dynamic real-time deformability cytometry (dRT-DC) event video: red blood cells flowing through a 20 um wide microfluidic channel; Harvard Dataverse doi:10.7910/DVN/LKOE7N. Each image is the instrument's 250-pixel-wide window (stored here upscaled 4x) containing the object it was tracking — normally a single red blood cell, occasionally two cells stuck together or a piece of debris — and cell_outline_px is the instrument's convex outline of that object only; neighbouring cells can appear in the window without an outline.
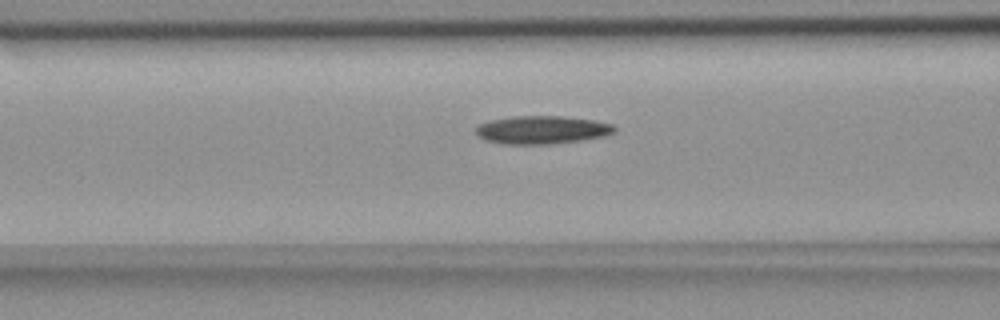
{"species": "common noctule bat (a hibernating species)", "species_latin": "Nyctalus noctula", "temperature_condition": "room temperature", "stored_images_in_passage": 12, "camera_frame_rate_fps": 3000, "um_per_image_px": 0.085, "animal": {"sex": "female", "body_mass_g": 18.4}, "frame": {"image": 1, "passage_image": 10, "time_ms": 3.0, "image_size_px": [1000, 320], "cell_outline_px": [[616, 132], [604, 136], [580, 140], [552, 144], [504, 144], [484, 140], [476, 132], [476, 128], [480, 124], [492, 120], [516, 116], [560, 116], [592, 120], [612, 124], [616, 128]], "centroid_in_image_um": [46.08, 11.04], "position_along_channel_um": 120.5, "area_um2": 22.48}}